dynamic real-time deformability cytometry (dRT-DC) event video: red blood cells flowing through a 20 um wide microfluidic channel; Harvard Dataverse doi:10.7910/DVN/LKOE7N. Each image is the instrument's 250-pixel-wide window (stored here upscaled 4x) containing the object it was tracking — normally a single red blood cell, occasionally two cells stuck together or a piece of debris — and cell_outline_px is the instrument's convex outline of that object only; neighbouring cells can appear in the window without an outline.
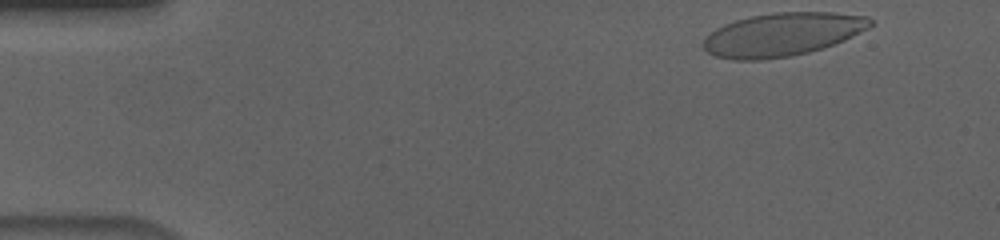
{"species": "human", "species_latin": "Homo sapiens", "temperature_condition": "cold", "stored_images_in_passage": 45, "camera_frame_rate_fps": 3000, "um_per_image_px": 0.085, "donor": {"sex": "male"}, "frame": {"image": 1, "passage_image": 1, "time_ms": 0.0, "image_size_px": [1000, 240], "cell_outline_px": [[872, 24], [868, 28], [844, 40], [808, 52], [792, 56], [760, 60], [736, 60], [716, 56], [708, 52], [704, 48], [704, 40], [716, 28], [724, 24], [736, 20], [752, 16], [772, 12], [832, 12], [868, 16], [872, 20]], "centroid_in_image_um": [66.51, 2.92], "position_along_channel_um": 18.5, "area_um2": 41.79}}
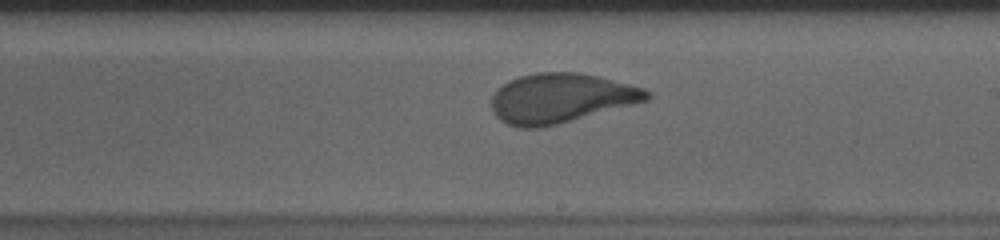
{"frame": {"image": 2, "passage_image": 28, "time_ms": 9.0, "image_size_px": [1000, 240], "cell_outline_px": [[652, 96], [648, 100], [556, 124], [540, 128], [516, 128], [500, 120], [492, 112], [492, 96], [508, 80], [520, 76], [536, 72], [580, 72], [644, 88], [652, 92]], "centroid_in_image_um": [47.65, 8.34], "position_along_channel_um": 241.4, "area_um2": 44.51}}
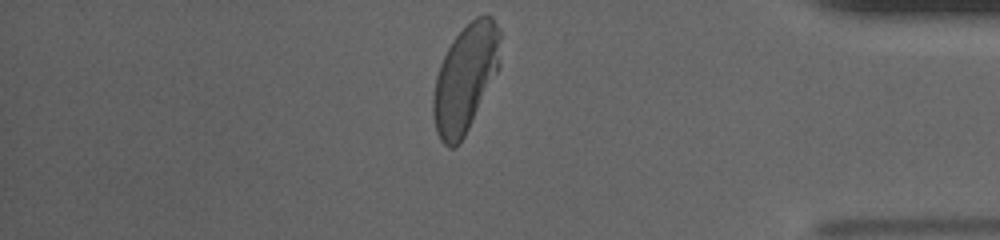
{"frame": {"image": 3, "passage_image": 43, "time_ms": 14.0, "image_size_px": [1000, 240], "cell_outline_px": [[500, 68], [464, 136], [452, 148], [448, 148], [440, 140], [436, 132], [432, 112], [432, 100], [436, 76], [440, 64], [452, 40], [476, 16], [492, 16], [500, 32]], "centroid_in_image_um": [39.55, 6.66], "position_along_channel_um": 395.6, "area_um2": 41.73}, "authors_computed_cell_mechanics": {"area_um2": 44.1592, "velocity_mm_per_s": 3.6394, "shape_relaxation_time_tau1_ms": 5.6061, "shape_relaxation_time_tau2_ms": null, "deformation_change_tau1": 0.1825, "deformation_change_tau2": null}}